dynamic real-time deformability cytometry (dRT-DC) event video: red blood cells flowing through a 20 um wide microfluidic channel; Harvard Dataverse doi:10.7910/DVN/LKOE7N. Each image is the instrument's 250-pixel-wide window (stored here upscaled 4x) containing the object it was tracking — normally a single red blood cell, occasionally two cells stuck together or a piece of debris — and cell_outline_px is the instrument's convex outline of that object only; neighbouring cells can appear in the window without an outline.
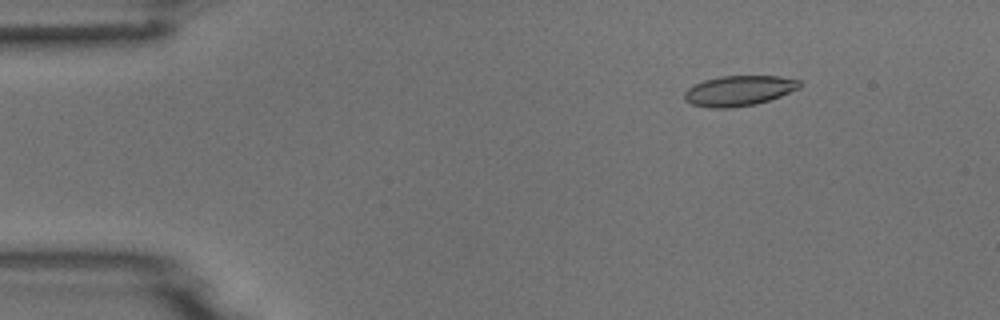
{"species": "common noctule bat (a hibernating species)", "species_latin": "Nyctalus noctula", "temperature_condition": "room temperature", "stored_images_in_passage": 5, "camera_frame_rate_fps": 3000, "um_per_image_px": 0.085, "animal": {"sex": "male", "body_mass_g": 18.8}, "frame": {"image": 1, "passage_image": 2, "time_ms": 1.333, "image_size_px": [1000, 320], "cell_outline_px": [[800, 88], [780, 96], [756, 104], [728, 108], [712, 108], [692, 104], [684, 100], [684, 92], [688, 88], [704, 80], [720, 76], [780, 76], [800, 80]], "centroid_in_image_um": [62.81, 7.71], "position_along_channel_um": 22.2, "area_um2": 20.23}}
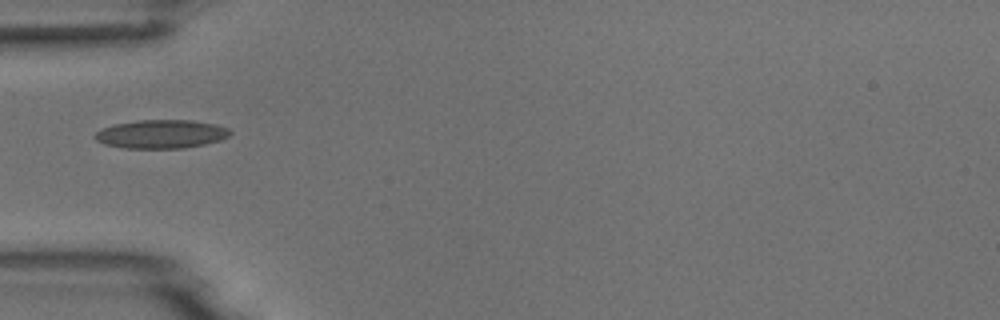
{"frame": {"image": 2, "passage_image": 5, "time_ms": 4.667, "image_size_px": [1000, 320], "cell_outline_px": [[232, 132], [228, 136], [220, 140], [204, 144], [184, 148], [124, 148], [104, 144], [96, 140], [92, 136], [100, 128], [116, 124], [140, 120], [192, 120], [216, 124], [228, 128]], "centroid_in_image_um": [13.68, 11.39], "position_along_channel_um": 71.3, "area_um2": 22.54}}